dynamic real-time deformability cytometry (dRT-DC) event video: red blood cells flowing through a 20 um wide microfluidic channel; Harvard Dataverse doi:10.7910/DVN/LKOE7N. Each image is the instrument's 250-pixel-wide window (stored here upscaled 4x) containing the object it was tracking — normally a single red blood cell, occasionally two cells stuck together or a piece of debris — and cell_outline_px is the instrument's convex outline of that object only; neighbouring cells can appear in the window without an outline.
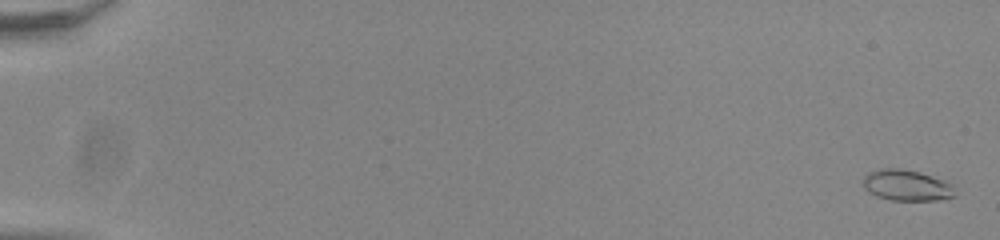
{"species": "common noctule bat (a hibernating species)", "species_latin": "Nyctalus noctula", "temperature_condition": "room temperature", "stored_images_in_passage": 56, "camera_frame_rate_fps": 3000, "um_per_image_px": 0.085, "animal": {"sex": "male", "body_mass_g": 20.0, "forearm_length_mm": 53.3}, "frame": {"image": 1, "passage_image": 2, "time_ms": 0.333, "image_size_px": [1000, 240], "cell_outline_px": [[956, 192], [952, 196], [936, 200], [888, 200], [876, 196], [868, 192], [864, 188], [864, 176], [868, 172], [880, 168], [900, 168], [920, 172], [944, 180], [952, 184]], "centroid_in_image_um": [77.04, 15.74], "position_along_channel_um": 8.0, "area_um2": 16.65}}
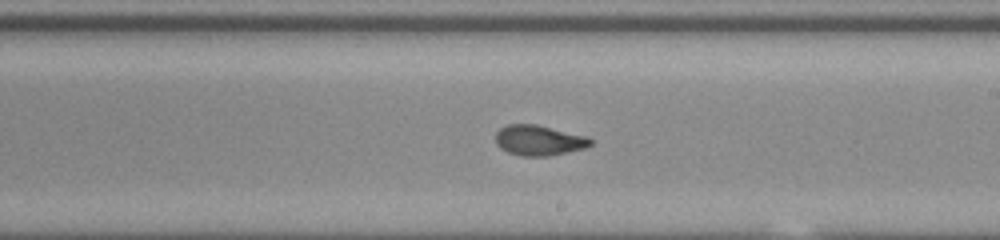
{"frame": {"image": 2, "passage_image": 35, "time_ms": 11.333, "image_size_px": [1000, 240], "cell_outline_px": [[592, 144], [584, 148], [548, 156], [520, 156], [508, 152], [500, 148], [496, 144], [496, 132], [500, 128], [508, 124], [536, 124], [588, 136], [592, 140]], "centroid_in_image_um": [45.8, 11.92], "position_along_channel_um": 243.2, "area_um2": 16.82}}
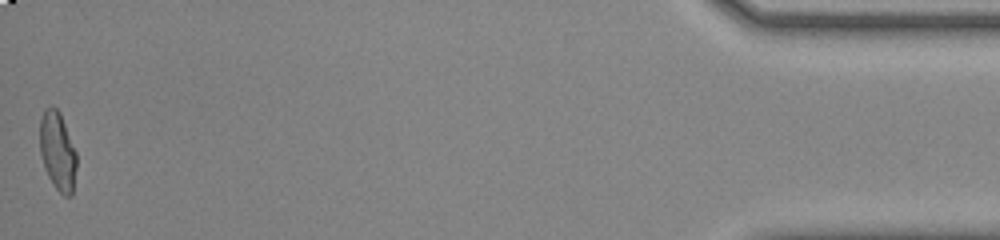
{"frame": {"image": 3, "passage_image": 56, "time_ms": 18.333, "image_size_px": [1000, 240], "cell_outline_px": [[76, 168], [72, 196], [64, 196], [56, 188], [48, 176], [44, 168], [40, 152], [40, 120], [44, 108], [52, 104], [60, 112], [76, 152]], "centroid_in_image_um": [4.89, 12.82], "position_along_channel_um": 430.3, "area_um2": 16.88}, "authors_computed_cell_mechanics": {"area_um2": 16.7331, "velocity_mm_per_s": 3.8606, "shape_relaxation_time_tau1_ms": 10.502, "shape_relaxation_time_tau2_ms": 1.0689, "deformation_change_tau1": 0.2724, "deformation_change_tau2": 0.0713}}